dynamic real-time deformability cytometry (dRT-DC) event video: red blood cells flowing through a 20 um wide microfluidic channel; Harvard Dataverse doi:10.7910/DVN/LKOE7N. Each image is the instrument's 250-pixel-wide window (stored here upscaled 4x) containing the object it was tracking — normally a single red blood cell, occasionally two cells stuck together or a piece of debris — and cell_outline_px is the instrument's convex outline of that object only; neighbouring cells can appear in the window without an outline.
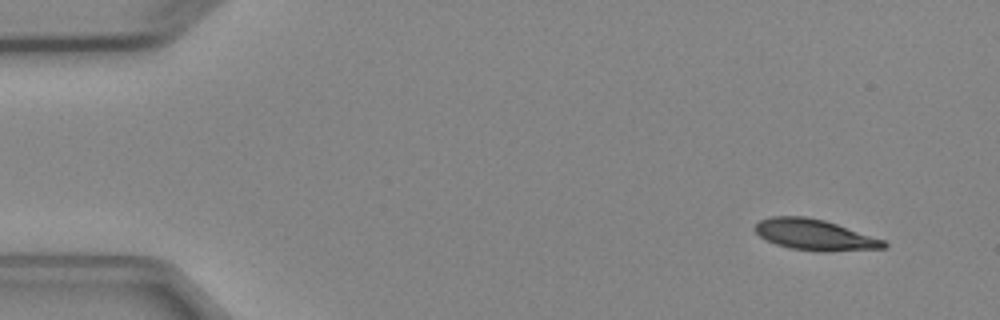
{"species": "Egyptian fruit bat (a non-hibernating species)", "species_latin": "Rousettus aegyptiacus", "temperature_condition": "cold", "stored_images_in_passage": 5, "segment_of_instrument_passage": [1, 2], "camera_frame_rate_fps": 3000, "um_per_image_px": 0.085, "animal": {"sex": "female"}, "frame": {"image": 1, "passage_image": 1, "time_ms": 0.0, "image_size_px": [1000, 320], "cell_outline_px": [[888, 244], [884, 248], [828, 252], [816, 252], [788, 248], [764, 240], [752, 228], [760, 220], [772, 216], [804, 216], [824, 220], [884, 240]], "centroid_in_image_um": [69.2, 19.97], "position_along_channel_um": 15.8, "area_um2": 23.29}}
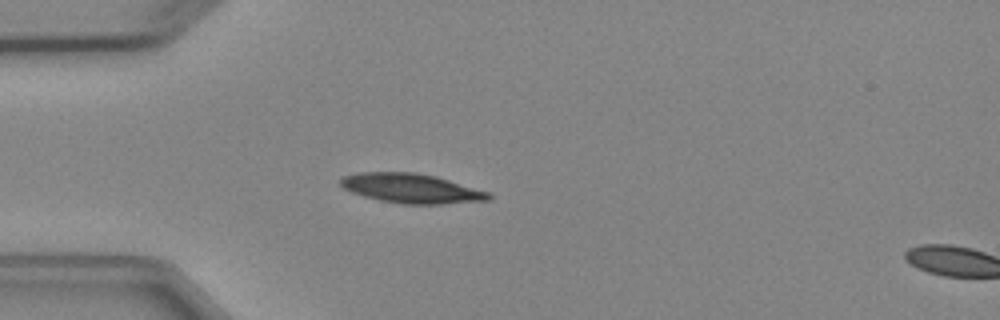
{"frame": {"image": 2, "passage_image": 4, "time_ms": 3.333, "image_size_px": [1000, 320], "cell_outline_px": [[492, 200], [444, 204], [404, 204], [380, 200], [364, 196], [352, 192], [344, 188], [340, 184], [340, 180], [344, 176], [360, 172], [416, 172], [436, 176], [488, 192], [492, 196]], "centroid_in_image_um": [34.98, 16.01], "position_along_channel_um": 50.0, "area_um2": 25.37}}